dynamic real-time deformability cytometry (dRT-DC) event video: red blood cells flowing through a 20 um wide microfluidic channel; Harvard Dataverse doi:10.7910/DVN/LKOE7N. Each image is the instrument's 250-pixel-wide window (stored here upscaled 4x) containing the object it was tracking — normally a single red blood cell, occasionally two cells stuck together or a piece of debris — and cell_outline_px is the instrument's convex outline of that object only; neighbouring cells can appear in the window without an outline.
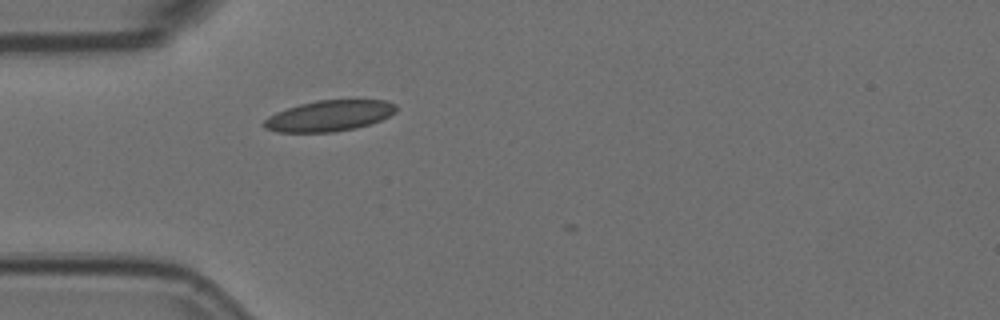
{"species": "Egyptian fruit bat (a non-hibernating species)", "species_latin": "Rousettus aegyptiacus", "temperature_condition": "room temperature", "stored_images_in_passage": 1, "camera_frame_rate_fps": 3000, "um_per_image_px": 0.085, "animal": {"sex": "female"}, "frame": {"image": 1, "passage_image": 1, "time_ms": 0.0, "image_size_px": [1000, 320], "cell_outline_px": [[396, 112], [380, 120], [356, 128], [336, 132], [276, 132], [264, 128], [264, 120], [268, 116], [276, 112], [300, 104], [316, 100], [388, 100], [396, 104]], "centroid_in_image_um": [27.98, 9.84], "position_along_channel_um": 57.0, "area_um2": 23.76}}